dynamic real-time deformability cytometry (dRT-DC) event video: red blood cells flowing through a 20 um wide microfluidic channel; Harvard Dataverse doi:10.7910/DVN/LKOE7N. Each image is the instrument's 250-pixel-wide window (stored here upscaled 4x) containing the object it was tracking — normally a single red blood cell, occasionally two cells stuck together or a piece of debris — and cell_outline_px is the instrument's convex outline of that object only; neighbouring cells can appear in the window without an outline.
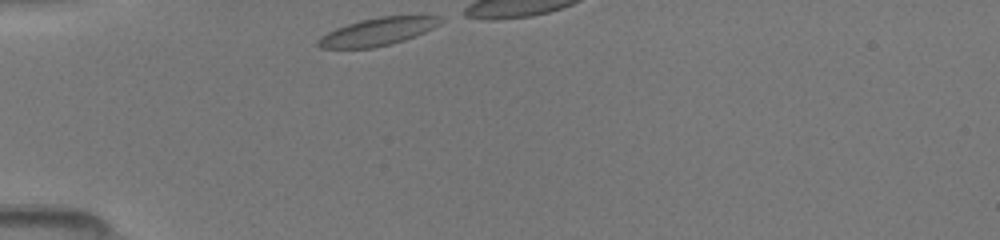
{"species": "common noctule bat (a hibernating species)", "species_latin": "Nyctalus noctula", "temperature_condition": "room temperature", "stored_images_in_passage": 8, "camera_frame_rate_fps": 3000, "um_per_image_px": 0.085, "animal": {"sex": "female", "body_mass_g": 19.5, "forearm_length_mm": 54.1}, "frame": {"image": 1, "passage_image": 1, "time_ms": 0.0, "image_size_px": [1000, 240], "cell_outline_px": [[448, 20], [424, 32], [404, 40], [392, 44], [372, 48], [320, 48], [316, 44], [316, 40], [320, 36], [336, 28], [360, 20], [380, 16], [440, 16]], "centroid_in_image_um": [32.11, 2.69], "position_along_channel_um": 52.9, "area_um2": 19.83}}
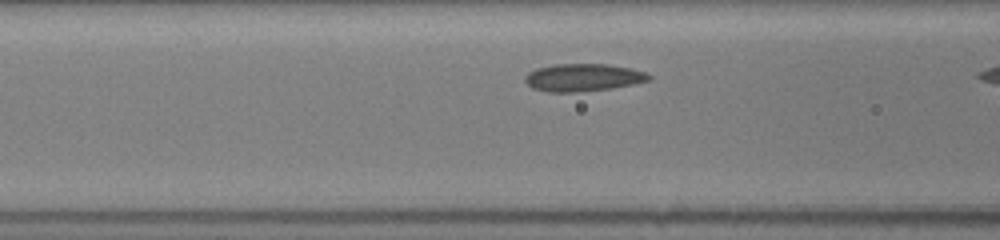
{"frame": {"image": 2, "passage_image": 7, "time_ms": 2.0, "image_size_px": [1000, 240], "cell_outline_px": [[652, 80], [612, 88], [576, 92], [548, 92], [532, 88], [524, 80], [524, 76], [528, 72], [536, 68], [552, 64], [608, 64], [628, 68], [644, 72], [652, 76]], "centroid_in_image_um": [49.53, 6.58], "position_along_channel_um": 117.1, "area_um2": 19.94}}